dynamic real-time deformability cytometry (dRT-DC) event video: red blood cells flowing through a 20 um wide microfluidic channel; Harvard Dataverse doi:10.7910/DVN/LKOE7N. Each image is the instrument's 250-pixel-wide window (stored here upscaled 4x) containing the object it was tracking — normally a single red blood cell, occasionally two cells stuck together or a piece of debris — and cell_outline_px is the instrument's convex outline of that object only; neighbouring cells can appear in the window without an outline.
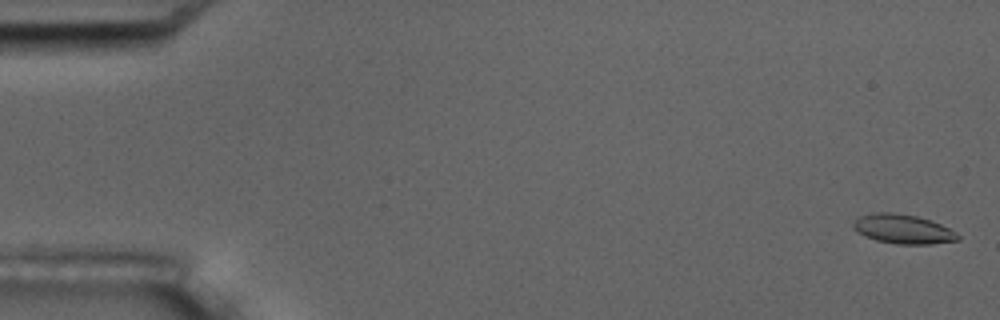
{"species": "common noctule bat (a hibernating species)", "species_latin": "Nyctalus noctula", "temperature_condition": "room temperature", "stored_images_in_passage": 9, "camera_frame_rate_fps": 3000, "um_per_image_px": 0.085, "animal": {"sex": "male", "body_mass_g": 17.5, "forearm_length_mm": 52.3}, "frame": {"image": 1, "passage_image": 1, "time_ms": 0.0, "image_size_px": [1000, 320], "cell_outline_px": [[960, 240], [928, 244], [896, 244], [876, 240], [864, 236], [856, 232], [852, 228], [852, 220], [860, 216], [872, 212], [892, 212], [916, 216], [932, 220], [956, 232], [960, 236]], "centroid_in_image_um": [76.7, 19.46], "position_along_channel_um": 8.3, "area_um2": 18.09}}
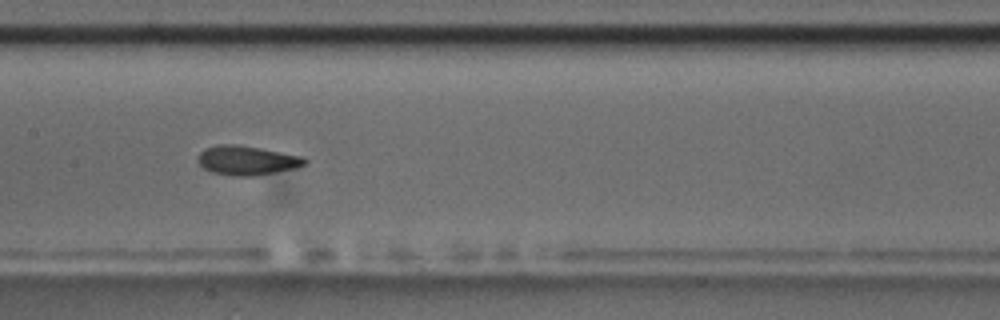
{"frame": {"image": 2, "passage_image": 9, "time_ms": 9.0, "image_size_px": [1000, 320], "cell_outline_px": [[308, 164], [292, 168], [252, 176], [236, 176], [212, 172], [204, 168], [196, 160], [196, 156], [204, 148], [216, 144], [240, 144], [304, 156], [308, 160]], "centroid_in_image_um": [20.96, 13.6], "position_along_channel_um": 186.4, "area_um2": 18.38}}